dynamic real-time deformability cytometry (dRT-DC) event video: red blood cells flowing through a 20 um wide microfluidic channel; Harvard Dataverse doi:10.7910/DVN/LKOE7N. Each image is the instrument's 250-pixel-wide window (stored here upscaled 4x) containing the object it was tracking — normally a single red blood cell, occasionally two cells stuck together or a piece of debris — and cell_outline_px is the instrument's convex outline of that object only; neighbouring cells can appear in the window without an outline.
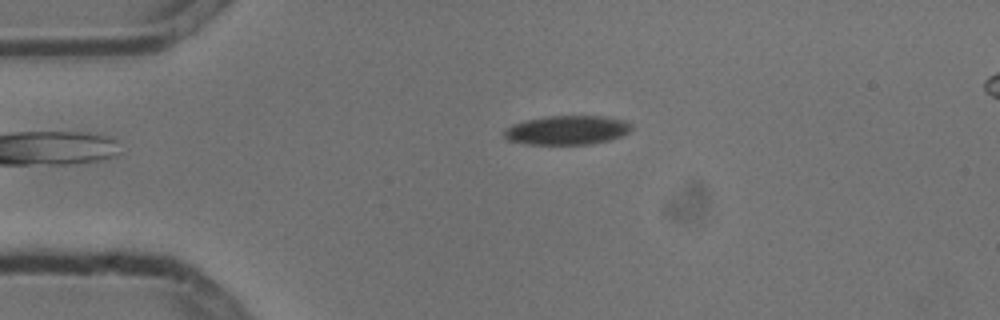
{"species": "common noctule bat (a hibernating species)", "species_latin": "Nyctalus noctula", "temperature_condition": "cold", "stored_images_in_passage": 2, "camera_frame_rate_fps": 3000, "um_per_image_px": 0.085, "animal": {"sex": "male", "body_mass_g": 13.3}, "frame": {"image": 1, "passage_image": 2, "time_ms": 0.333, "image_size_px": [1000, 320], "cell_outline_px": [[632, 128], [628, 132], [620, 136], [608, 140], [588, 144], [528, 144], [508, 140], [504, 136], [504, 128], [512, 124], [528, 120], [548, 116], [604, 116], [624, 120], [632, 124]], "centroid_in_image_um": [48.19, 11.05], "position_along_channel_um": 36.8, "area_um2": 21.44}}